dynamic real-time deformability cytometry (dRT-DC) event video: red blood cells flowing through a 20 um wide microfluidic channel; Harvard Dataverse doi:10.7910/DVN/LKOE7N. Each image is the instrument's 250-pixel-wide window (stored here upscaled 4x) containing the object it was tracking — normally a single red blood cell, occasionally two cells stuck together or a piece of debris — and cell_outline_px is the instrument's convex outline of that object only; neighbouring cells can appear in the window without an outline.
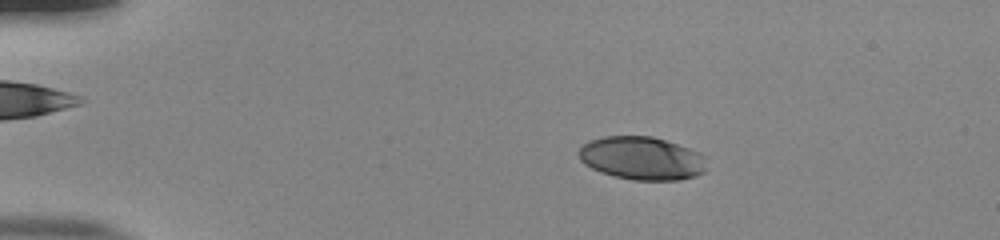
{"species": "human", "species_latin": "Homo sapiens", "temperature_condition": "room temperature", "stored_images_in_passage": 47, "camera_frame_rate_fps": 3000, "um_per_image_px": 0.085, "donor": {"sex": "male"}, "frame": {"image": 1, "passage_image": 4, "time_ms": 1.0, "image_size_px": [1000, 240], "cell_outline_px": [[704, 172], [680, 180], [632, 180], [600, 172], [584, 164], [580, 160], [576, 152], [588, 140], [604, 136], [652, 136], [700, 152], [704, 156]], "centroid_in_image_um": [54.5, 13.44], "position_along_channel_um": 30.5, "area_um2": 32.08}}
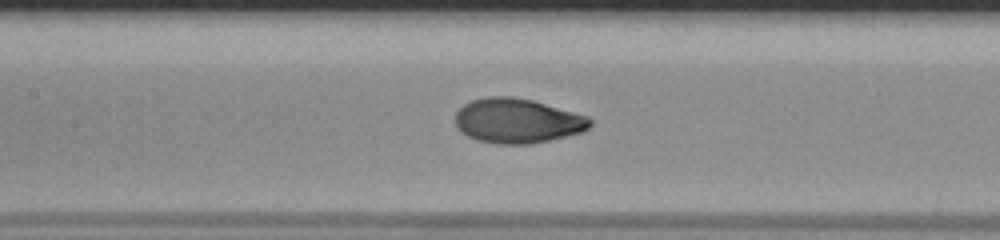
{"frame": {"image": 2, "passage_image": 20, "time_ms": 6.333, "image_size_px": [1000, 240], "cell_outline_px": [[592, 124], [584, 132], [532, 144], [496, 144], [476, 140], [460, 132], [456, 128], [456, 112], [464, 104], [472, 100], [488, 96], [508, 96], [532, 100], [588, 116], [592, 120]], "centroid_in_image_um": [43.97, 10.28], "position_along_channel_um": 163.4, "area_um2": 35.26}}
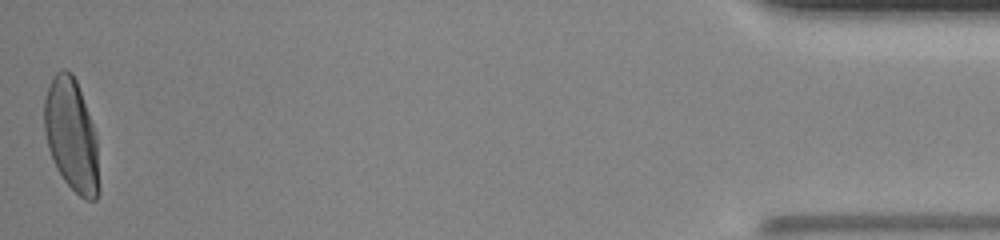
{"frame": {"image": 3, "passage_image": 47, "time_ms": 15.333, "image_size_px": [1000, 240], "cell_outline_px": [[100, 192], [96, 200], [84, 200], [64, 180], [48, 148], [44, 132], [44, 100], [52, 76], [56, 72], [64, 68], [72, 72], [76, 80], [96, 132], [100, 188]], "centroid_in_image_um": [6.1, 11.5], "position_along_channel_um": 429.1, "area_um2": 36.01}, "authors_computed_cell_mechanics": {"area_um2": 34.391, "velocity_mm_per_s": 3.8829, "shape_relaxation_time_tau1_ms": 4.0501, "shape_relaxation_time_tau2_ms": null, "deformation_change_tau1": 0.1959, "deformation_change_tau2": null}}